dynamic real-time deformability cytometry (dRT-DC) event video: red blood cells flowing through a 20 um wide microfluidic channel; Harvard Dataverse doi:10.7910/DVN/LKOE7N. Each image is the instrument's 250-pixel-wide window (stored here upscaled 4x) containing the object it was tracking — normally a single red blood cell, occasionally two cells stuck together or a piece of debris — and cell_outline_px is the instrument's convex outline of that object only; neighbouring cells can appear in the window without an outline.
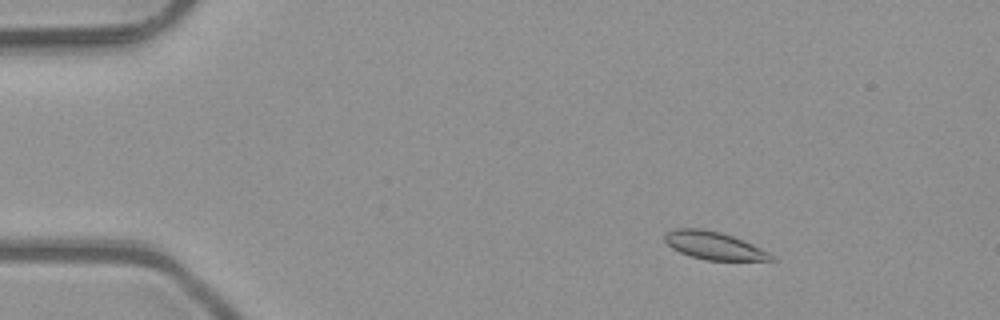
{"species": "common noctule bat (a hibernating species)", "species_latin": "Nyctalus noctula", "temperature_condition": "room temperature", "stored_images_in_passage": 3, "camera_frame_rate_fps": 3000, "um_per_image_px": 0.085, "animal": {"sex": "male", "body_mass_g": 23.1, "forearm_length_mm": 52.7}, "frame": {"image": 1, "passage_image": 1, "time_ms": 0.0, "image_size_px": [1000, 320], "cell_outline_px": [[776, 260], [704, 260], [680, 252], [672, 248], [664, 240], [664, 236], [668, 232], [676, 228], [700, 228], [720, 232], [732, 236], [752, 244], [768, 252]], "centroid_in_image_um": [60.66, 20.87], "position_along_channel_um": 24.3, "area_um2": 16.94}}